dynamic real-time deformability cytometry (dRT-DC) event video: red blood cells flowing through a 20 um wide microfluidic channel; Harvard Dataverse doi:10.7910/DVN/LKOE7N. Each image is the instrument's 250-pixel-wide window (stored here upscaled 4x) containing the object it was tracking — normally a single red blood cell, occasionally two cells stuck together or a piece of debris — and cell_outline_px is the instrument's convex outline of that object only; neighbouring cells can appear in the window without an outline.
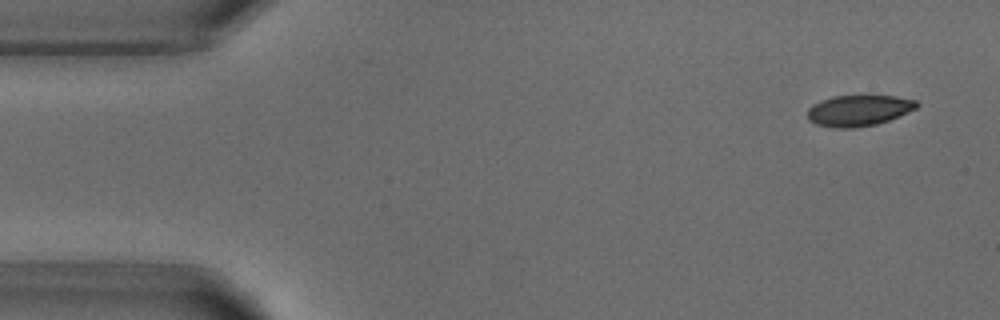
{"species": "common noctule bat (a hibernating species)", "species_latin": "Nyctalus noctula", "temperature_condition": "warm", "stored_images_in_passage": 4, "camera_frame_rate_fps": 3000, "um_per_image_px": 0.085, "animal": {"sex": "male", "body_mass_g": 18.8}, "frame": {"image": 1, "passage_image": 1, "time_ms": 0.0, "image_size_px": [1000, 320], "cell_outline_px": [[920, 104], [916, 108], [888, 120], [876, 124], [852, 128], [836, 128], [816, 124], [808, 120], [808, 108], [812, 104], [820, 100], [832, 96], [868, 92], [896, 96], [916, 100]], "centroid_in_image_um": [72.98, 9.32], "position_along_channel_um": 12.0, "area_um2": 20.58}}